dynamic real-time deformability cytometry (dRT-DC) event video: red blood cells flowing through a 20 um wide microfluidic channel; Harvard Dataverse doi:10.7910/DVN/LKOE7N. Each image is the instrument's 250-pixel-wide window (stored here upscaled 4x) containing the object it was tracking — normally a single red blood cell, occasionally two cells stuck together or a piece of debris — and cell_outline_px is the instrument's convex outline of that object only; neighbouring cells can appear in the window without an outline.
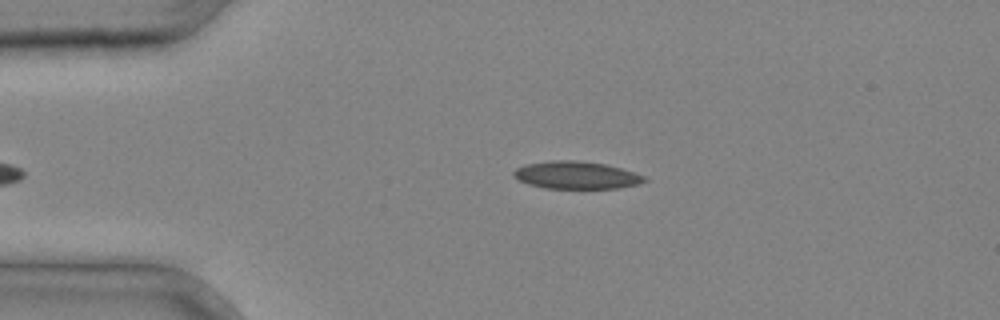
{"species": "common noctule bat (a hibernating species)", "species_latin": "Nyctalus noctula", "temperature_condition": "cold", "stored_images_in_passage": 31, "camera_frame_rate_fps": 3000, "um_per_image_px": 0.085, "animal": {"sex": "male", "body_mass_g": 20.4}, "frame": {"image": 1, "passage_image": 2, "time_ms": 0.333, "image_size_px": [1000, 320], "cell_outline_px": [[648, 180], [640, 184], [620, 188], [544, 188], [528, 184], [512, 176], [512, 172], [516, 168], [524, 164], [552, 160], [576, 160], [604, 164], [620, 168], [644, 176]], "centroid_in_image_um": [48.95, 14.89], "position_along_channel_um": 36.0, "area_um2": 20.98}}
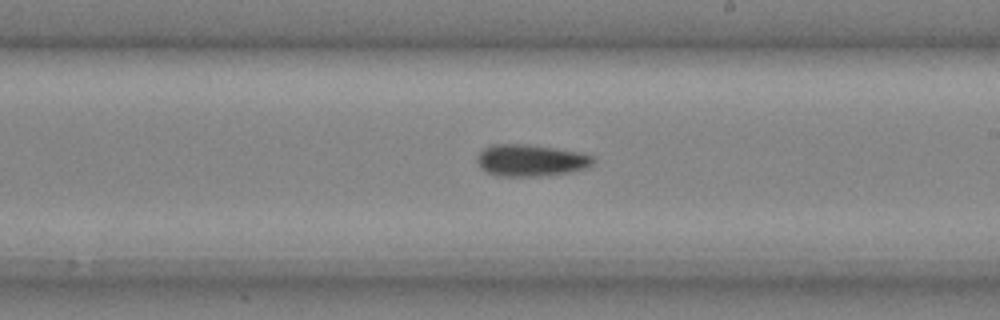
{"frame": {"image": 2, "passage_image": 16, "time_ms": 5.0, "image_size_px": [1000, 320], "cell_outline_px": [[596, 160], [588, 168], [568, 172], [536, 176], [496, 176], [480, 168], [476, 160], [476, 156], [484, 148], [492, 144], [528, 144], [580, 152], [596, 156]], "centroid_in_image_um": [45.12, 13.62], "position_along_channel_um": 243.9, "area_um2": 21.68}}
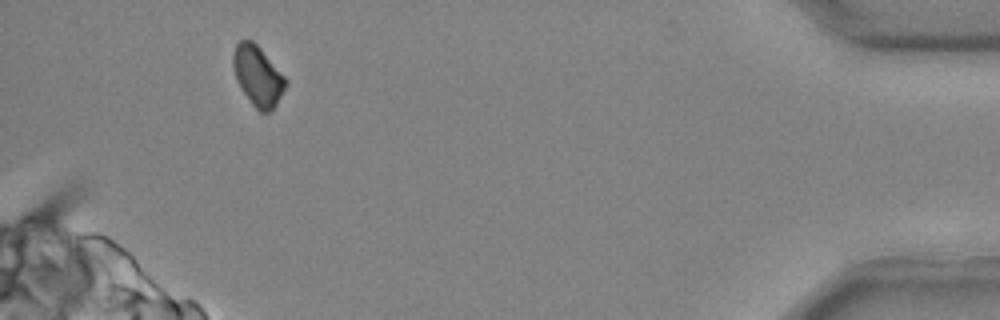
{"frame": {"image": 3, "passage_image": 29, "time_ms": 9.333, "image_size_px": [1000, 320], "cell_outline_px": [[288, 84], [276, 104], [268, 112], [260, 112], [252, 104], [240, 88], [236, 80], [232, 64], [232, 56], [236, 44], [240, 40], [252, 40], [260, 48], [288, 80]], "centroid_in_image_um": [21.9, 6.44], "position_along_channel_um": 413.3, "area_um2": 18.32}}